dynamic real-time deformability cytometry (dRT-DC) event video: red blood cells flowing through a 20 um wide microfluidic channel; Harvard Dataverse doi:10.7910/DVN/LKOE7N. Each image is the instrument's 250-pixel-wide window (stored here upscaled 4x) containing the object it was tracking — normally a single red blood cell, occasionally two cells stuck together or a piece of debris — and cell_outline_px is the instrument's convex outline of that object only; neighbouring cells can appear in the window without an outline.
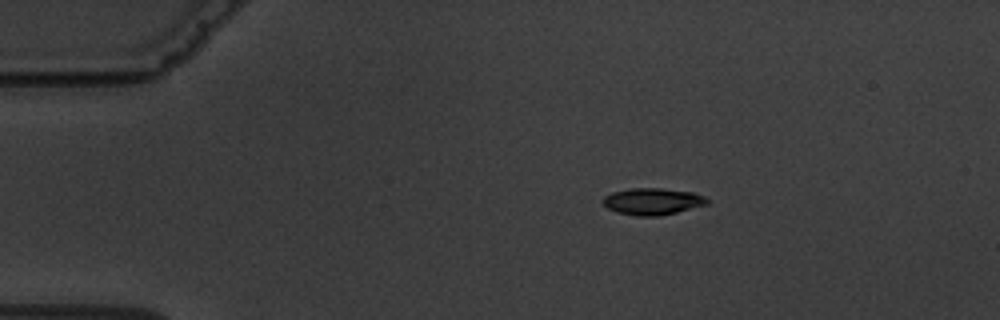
{"species": "common noctule bat (a hibernating species)", "species_latin": "Nyctalus noctula", "temperature_condition": "warm", "stored_images_in_passage": 3, "camera_frame_rate_fps": 3000, "um_per_image_px": 0.085, "animal": {"sex": "male", "body_mass_g": 19.5, "forearm_length_mm": 54.6}, "frame": {"image": 1, "passage_image": 1, "time_ms": 0.0, "image_size_px": [1000, 320], "cell_outline_px": [[708, 204], [660, 216], [636, 216], [616, 212], [608, 208], [600, 200], [604, 196], [612, 192], [628, 188], [660, 188], [692, 192], [704, 196], [708, 200]], "centroid_in_image_um": [55.43, 17.12], "position_along_channel_um": 29.6, "area_um2": 16.3}}